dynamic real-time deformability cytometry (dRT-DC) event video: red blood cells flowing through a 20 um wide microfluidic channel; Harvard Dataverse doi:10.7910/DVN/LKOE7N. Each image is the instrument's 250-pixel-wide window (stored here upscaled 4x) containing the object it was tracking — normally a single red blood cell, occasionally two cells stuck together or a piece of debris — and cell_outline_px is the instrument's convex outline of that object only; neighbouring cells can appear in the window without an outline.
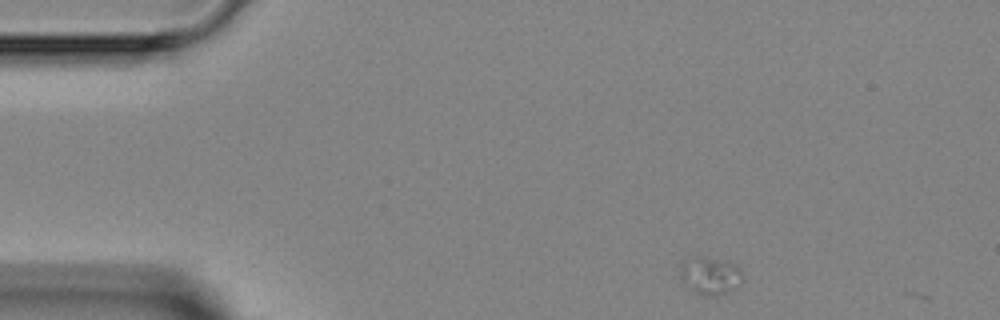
{"species": "Egyptian fruit bat (a non-hibernating species)", "species_latin": "Rousettus aegyptiacus", "temperature_condition": "room temperature", "stored_images_in_passage": 2, "segment_of_instrument_passage": [2, 2], "camera_frame_rate_fps": 3000, "um_per_image_px": 0.085, "animal": {"sex": "female"}, "frame": {"image": 1, "passage_image": 2, "time_ms": 1.333, "image_size_px": [1000, 320], "cell_outline_px": [[744, 280], [736, 288], [728, 292], [716, 296], [700, 296], [688, 292], [676, 276], [680, 264], [696, 256], [700, 256], [732, 264], [744, 276]], "centroid_in_image_um": [60.24, 23.51], "position_along_channel_um": 24.8, "area_um2": 14.22}}